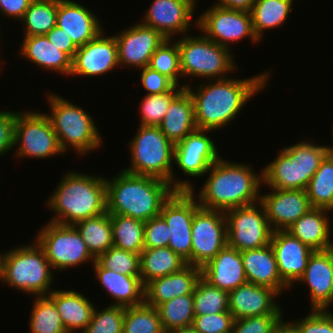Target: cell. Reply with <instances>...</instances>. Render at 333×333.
I'll list each match as a JSON object with an SVG mask.
<instances>
[{"label":"cell","mask_w":333,"mask_h":333,"mask_svg":"<svg viewBox=\"0 0 333 333\" xmlns=\"http://www.w3.org/2000/svg\"><path fill=\"white\" fill-rule=\"evenodd\" d=\"M95 260L103 268L117 273L127 276H140V254L112 246Z\"/></svg>","instance_id":"f6af8a7d"},{"label":"cell","mask_w":333,"mask_h":333,"mask_svg":"<svg viewBox=\"0 0 333 333\" xmlns=\"http://www.w3.org/2000/svg\"><path fill=\"white\" fill-rule=\"evenodd\" d=\"M272 192L261 194L269 226L272 231L286 230L313 207L306 190H281L270 188ZM269 193V194H268Z\"/></svg>","instance_id":"ffe728a7"},{"label":"cell","mask_w":333,"mask_h":333,"mask_svg":"<svg viewBox=\"0 0 333 333\" xmlns=\"http://www.w3.org/2000/svg\"><path fill=\"white\" fill-rule=\"evenodd\" d=\"M59 0H33L21 20L25 23L23 36L46 35L56 26Z\"/></svg>","instance_id":"f35d334b"},{"label":"cell","mask_w":333,"mask_h":333,"mask_svg":"<svg viewBox=\"0 0 333 333\" xmlns=\"http://www.w3.org/2000/svg\"><path fill=\"white\" fill-rule=\"evenodd\" d=\"M276 333H295L294 330L285 322Z\"/></svg>","instance_id":"680465c9"},{"label":"cell","mask_w":333,"mask_h":333,"mask_svg":"<svg viewBox=\"0 0 333 333\" xmlns=\"http://www.w3.org/2000/svg\"><path fill=\"white\" fill-rule=\"evenodd\" d=\"M33 0H0V12L6 17L21 21Z\"/></svg>","instance_id":"11a10c76"},{"label":"cell","mask_w":333,"mask_h":333,"mask_svg":"<svg viewBox=\"0 0 333 333\" xmlns=\"http://www.w3.org/2000/svg\"><path fill=\"white\" fill-rule=\"evenodd\" d=\"M169 237V227L160 215L145 222V248L168 247Z\"/></svg>","instance_id":"f907efd6"},{"label":"cell","mask_w":333,"mask_h":333,"mask_svg":"<svg viewBox=\"0 0 333 333\" xmlns=\"http://www.w3.org/2000/svg\"><path fill=\"white\" fill-rule=\"evenodd\" d=\"M234 317L229 312L195 316L192 327L197 333H231Z\"/></svg>","instance_id":"681fc988"},{"label":"cell","mask_w":333,"mask_h":333,"mask_svg":"<svg viewBox=\"0 0 333 333\" xmlns=\"http://www.w3.org/2000/svg\"><path fill=\"white\" fill-rule=\"evenodd\" d=\"M298 282L308 285L311 310H330L333 304L332 248L313 251Z\"/></svg>","instance_id":"603a6c76"},{"label":"cell","mask_w":333,"mask_h":333,"mask_svg":"<svg viewBox=\"0 0 333 333\" xmlns=\"http://www.w3.org/2000/svg\"><path fill=\"white\" fill-rule=\"evenodd\" d=\"M45 36L52 43V45L65 52L71 59H73L78 47L63 29L55 26Z\"/></svg>","instance_id":"db71d44e"},{"label":"cell","mask_w":333,"mask_h":333,"mask_svg":"<svg viewBox=\"0 0 333 333\" xmlns=\"http://www.w3.org/2000/svg\"><path fill=\"white\" fill-rule=\"evenodd\" d=\"M247 282L270 287L279 294L290 288L281 280L278 264L270 244L241 252Z\"/></svg>","instance_id":"4316f807"},{"label":"cell","mask_w":333,"mask_h":333,"mask_svg":"<svg viewBox=\"0 0 333 333\" xmlns=\"http://www.w3.org/2000/svg\"><path fill=\"white\" fill-rule=\"evenodd\" d=\"M36 242L45 252L52 269L59 272L81 264L95 262L88 251L80 232L74 225H62L48 222L38 232Z\"/></svg>","instance_id":"30bf717a"},{"label":"cell","mask_w":333,"mask_h":333,"mask_svg":"<svg viewBox=\"0 0 333 333\" xmlns=\"http://www.w3.org/2000/svg\"><path fill=\"white\" fill-rule=\"evenodd\" d=\"M63 176L47 201L48 209L54 212L50 222L75 225L107 211L106 180L103 176L76 171H68Z\"/></svg>","instance_id":"277c9868"},{"label":"cell","mask_w":333,"mask_h":333,"mask_svg":"<svg viewBox=\"0 0 333 333\" xmlns=\"http://www.w3.org/2000/svg\"><path fill=\"white\" fill-rule=\"evenodd\" d=\"M195 316L229 311V292L211 286L202 277L193 291Z\"/></svg>","instance_id":"60d3db41"},{"label":"cell","mask_w":333,"mask_h":333,"mask_svg":"<svg viewBox=\"0 0 333 333\" xmlns=\"http://www.w3.org/2000/svg\"><path fill=\"white\" fill-rule=\"evenodd\" d=\"M4 257H5V253H0V277H2L3 275V267H4Z\"/></svg>","instance_id":"91938a15"},{"label":"cell","mask_w":333,"mask_h":333,"mask_svg":"<svg viewBox=\"0 0 333 333\" xmlns=\"http://www.w3.org/2000/svg\"><path fill=\"white\" fill-rule=\"evenodd\" d=\"M201 277L211 286L227 292L247 283L241 252L226 244L201 267Z\"/></svg>","instance_id":"d4e9b609"},{"label":"cell","mask_w":333,"mask_h":333,"mask_svg":"<svg viewBox=\"0 0 333 333\" xmlns=\"http://www.w3.org/2000/svg\"><path fill=\"white\" fill-rule=\"evenodd\" d=\"M332 271H333V248H332Z\"/></svg>","instance_id":"6125c7cd"},{"label":"cell","mask_w":333,"mask_h":333,"mask_svg":"<svg viewBox=\"0 0 333 333\" xmlns=\"http://www.w3.org/2000/svg\"><path fill=\"white\" fill-rule=\"evenodd\" d=\"M187 265L169 247L144 248L140 253V278L143 285L153 279L175 273Z\"/></svg>","instance_id":"d6a6232c"},{"label":"cell","mask_w":333,"mask_h":333,"mask_svg":"<svg viewBox=\"0 0 333 333\" xmlns=\"http://www.w3.org/2000/svg\"><path fill=\"white\" fill-rule=\"evenodd\" d=\"M329 153L333 156V146H330Z\"/></svg>","instance_id":"94428289"},{"label":"cell","mask_w":333,"mask_h":333,"mask_svg":"<svg viewBox=\"0 0 333 333\" xmlns=\"http://www.w3.org/2000/svg\"><path fill=\"white\" fill-rule=\"evenodd\" d=\"M210 130H199L188 134L174 148V163L188 177H202L219 158L216 143L206 134Z\"/></svg>","instance_id":"d6986e66"},{"label":"cell","mask_w":333,"mask_h":333,"mask_svg":"<svg viewBox=\"0 0 333 333\" xmlns=\"http://www.w3.org/2000/svg\"><path fill=\"white\" fill-rule=\"evenodd\" d=\"M116 67H119L116 39L106 36L103 29L94 39L78 47L69 76H103Z\"/></svg>","instance_id":"2e32d148"},{"label":"cell","mask_w":333,"mask_h":333,"mask_svg":"<svg viewBox=\"0 0 333 333\" xmlns=\"http://www.w3.org/2000/svg\"><path fill=\"white\" fill-rule=\"evenodd\" d=\"M285 322L283 315L245 317L234 320L231 333H276Z\"/></svg>","instance_id":"7dc6e473"},{"label":"cell","mask_w":333,"mask_h":333,"mask_svg":"<svg viewBox=\"0 0 333 333\" xmlns=\"http://www.w3.org/2000/svg\"><path fill=\"white\" fill-rule=\"evenodd\" d=\"M313 208L333 211V156L328 152L306 189Z\"/></svg>","instance_id":"d590c367"},{"label":"cell","mask_w":333,"mask_h":333,"mask_svg":"<svg viewBox=\"0 0 333 333\" xmlns=\"http://www.w3.org/2000/svg\"><path fill=\"white\" fill-rule=\"evenodd\" d=\"M18 112L0 111V158L14 149V130Z\"/></svg>","instance_id":"f5cc1de1"},{"label":"cell","mask_w":333,"mask_h":333,"mask_svg":"<svg viewBox=\"0 0 333 333\" xmlns=\"http://www.w3.org/2000/svg\"><path fill=\"white\" fill-rule=\"evenodd\" d=\"M113 246L140 254L144 247L145 222L125 215L111 214Z\"/></svg>","instance_id":"8d00e7d4"},{"label":"cell","mask_w":333,"mask_h":333,"mask_svg":"<svg viewBox=\"0 0 333 333\" xmlns=\"http://www.w3.org/2000/svg\"><path fill=\"white\" fill-rule=\"evenodd\" d=\"M193 25L208 39L229 49L231 42L238 43L246 37L251 39L253 44L260 42L254 34L249 11L228 9L214 4L201 13Z\"/></svg>","instance_id":"4fadbf2b"},{"label":"cell","mask_w":333,"mask_h":333,"mask_svg":"<svg viewBox=\"0 0 333 333\" xmlns=\"http://www.w3.org/2000/svg\"><path fill=\"white\" fill-rule=\"evenodd\" d=\"M158 127L174 145L197 130L193 99L186 88L172 100Z\"/></svg>","instance_id":"4dcf8cb0"},{"label":"cell","mask_w":333,"mask_h":333,"mask_svg":"<svg viewBox=\"0 0 333 333\" xmlns=\"http://www.w3.org/2000/svg\"><path fill=\"white\" fill-rule=\"evenodd\" d=\"M199 208L198 200L191 191H175L160 212L169 227L168 247L190 265L192 220Z\"/></svg>","instance_id":"5bb4252c"},{"label":"cell","mask_w":333,"mask_h":333,"mask_svg":"<svg viewBox=\"0 0 333 333\" xmlns=\"http://www.w3.org/2000/svg\"><path fill=\"white\" fill-rule=\"evenodd\" d=\"M74 226L95 259L113 246L111 214L107 211L99 216L79 221Z\"/></svg>","instance_id":"e575fe53"},{"label":"cell","mask_w":333,"mask_h":333,"mask_svg":"<svg viewBox=\"0 0 333 333\" xmlns=\"http://www.w3.org/2000/svg\"><path fill=\"white\" fill-rule=\"evenodd\" d=\"M191 265L203 267L227 244L225 212L199 208L192 220Z\"/></svg>","instance_id":"9a60e30c"},{"label":"cell","mask_w":333,"mask_h":333,"mask_svg":"<svg viewBox=\"0 0 333 333\" xmlns=\"http://www.w3.org/2000/svg\"><path fill=\"white\" fill-rule=\"evenodd\" d=\"M92 266L101 287L115 300L110 305L126 308L144 303V285L140 276H127L103 268L96 260Z\"/></svg>","instance_id":"83f0119b"},{"label":"cell","mask_w":333,"mask_h":333,"mask_svg":"<svg viewBox=\"0 0 333 333\" xmlns=\"http://www.w3.org/2000/svg\"><path fill=\"white\" fill-rule=\"evenodd\" d=\"M197 2L198 0H154L140 22L160 32L166 39H173L174 35L183 33L185 35L194 21L192 18Z\"/></svg>","instance_id":"ac0fdd59"},{"label":"cell","mask_w":333,"mask_h":333,"mask_svg":"<svg viewBox=\"0 0 333 333\" xmlns=\"http://www.w3.org/2000/svg\"><path fill=\"white\" fill-rule=\"evenodd\" d=\"M281 280L291 289L303 276L312 250L286 230L273 231L270 239Z\"/></svg>","instance_id":"44dd1931"},{"label":"cell","mask_w":333,"mask_h":333,"mask_svg":"<svg viewBox=\"0 0 333 333\" xmlns=\"http://www.w3.org/2000/svg\"><path fill=\"white\" fill-rule=\"evenodd\" d=\"M114 37L118 47L119 66L141 69L150 63L151 56L166 38L152 27L136 23Z\"/></svg>","instance_id":"e0dca14e"},{"label":"cell","mask_w":333,"mask_h":333,"mask_svg":"<svg viewBox=\"0 0 333 333\" xmlns=\"http://www.w3.org/2000/svg\"><path fill=\"white\" fill-rule=\"evenodd\" d=\"M21 44L20 56L37 64L42 70H53L59 74L70 75L72 59L52 45L45 35L24 36Z\"/></svg>","instance_id":"1f68e13d"},{"label":"cell","mask_w":333,"mask_h":333,"mask_svg":"<svg viewBox=\"0 0 333 333\" xmlns=\"http://www.w3.org/2000/svg\"><path fill=\"white\" fill-rule=\"evenodd\" d=\"M281 296L276 290L245 283L229 292V312L234 319L251 316L283 315L282 307L275 302Z\"/></svg>","instance_id":"7402d4cb"},{"label":"cell","mask_w":333,"mask_h":333,"mask_svg":"<svg viewBox=\"0 0 333 333\" xmlns=\"http://www.w3.org/2000/svg\"><path fill=\"white\" fill-rule=\"evenodd\" d=\"M166 39L153 53L148 67L170 78L177 86L182 77L177 42Z\"/></svg>","instance_id":"ee69618b"},{"label":"cell","mask_w":333,"mask_h":333,"mask_svg":"<svg viewBox=\"0 0 333 333\" xmlns=\"http://www.w3.org/2000/svg\"><path fill=\"white\" fill-rule=\"evenodd\" d=\"M295 0H256L250 11L255 36L259 41L265 30L284 25L288 15L293 11Z\"/></svg>","instance_id":"836d02e7"},{"label":"cell","mask_w":333,"mask_h":333,"mask_svg":"<svg viewBox=\"0 0 333 333\" xmlns=\"http://www.w3.org/2000/svg\"><path fill=\"white\" fill-rule=\"evenodd\" d=\"M249 166L250 164L230 162L220 157L206 172L209 177L203 183L199 195L191 190L199 206L226 212L259 202L263 170L261 174H257Z\"/></svg>","instance_id":"7a4b0ae2"},{"label":"cell","mask_w":333,"mask_h":333,"mask_svg":"<svg viewBox=\"0 0 333 333\" xmlns=\"http://www.w3.org/2000/svg\"><path fill=\"white\" fill-rule=\"evenodd\" d=\"M140 70L141 85L147 94H162L171 91L176 84L167 76L146 66Z\"/></svg>","instance_id":"816d5d0a"},{"label":"cell","mask_w":333,"mask_h":333,"mask_svg":"<svg viewBox=\"0 0 333 333\" xmlns=\"http://www.w3.org/2000/svg\"><path fill=\"white\" fill-rule=\"evenodd\" d=\"M122 333H166L156 307L145 303L126 307Z\"/></svg>","instance_id":"b9f144b4"},{"label":"cell","mask_w":333,"mask_h":333,"mask_svg":"<svg viewBox=\"0 0 333 333\" xmlns=\"http://www.w3.org/2000/svg\"><path fill=\"white\" fill-rule=\"evenodd\" d=\"M34 241L5 252L1 281L29 295H48L56 276L44 250Z\"/></svg>","instance_id":"ba28073f"},{"label":"cell","mask_w":333,"mask_h":333,"mask_svg":"<svg viewBox=\"0 0 333 333\" xmlns=\"http://www.w3.org/2000/svg\"><path fill=\"white\" fill-rule=\"evenodd\" d=\"M225 216L229 246L242 252L270 244L273 231L269 226L265 208L260 201L228 210L225 212Z\"/></svg>","instance_id":"7c38bea8"},{"label":"cell","mask_w":333,"mask_h":333,"mask_svg":"<svg viewBox=\"0 0 333 333\" xmlns=\"http://www.w3.org/2000/svg\"><path fill=\"white\" fill-rule=\"evenodd\" d=\"M329 213L326 209L312 208L286 231L314 251L333 248Z\"/></svg>","instance_id":"f546056e"},{"label":"cell","mask_w":333,"mask_h":333,"mask_svg":"<svg viewBox=\"0 0 333 333\" xmlns=\"http://www.w3.org/2000/svg\"><path fill=\"white\" fill-rule=\"evenodd\" d=\"M312 142V143H311ZM330 146L301 140L284 147L277 158L263 168V184L273 189L306 190Z\"/></svg>","instance_id":"8992f818"},{"label":"cell","mask_w":333,"mask_h":333,"mask_svg":"<svg viewBox=\"0 0 333 333\" xmlns=\"http://www.w3.org/2000/svg\"><path fill=\"white\" fill-rule=\"evenodd\" d=\"M185 88L177 85L166 93L146 94L140 103L141 126H156L162 122L172 100Z\"/></svg>","instance_id":"7bdbcfd3"},{"label":"cell","mask_w":333,"mask_h":333,"mask_svg":"<svg viewBox=\"0 0 333 333\" xmlns=\"http://www.w3.org/2000/svg\"><path fill=\"white\" fill-rule=\"evenodd\" d=\"M286 323L295 333H333V313L328 310H311L302 319Z\"/></svg>","instance_id":"c3c4849f"},{"label":"cell","mask_w":333,"mask_h":333,"mask_svg":"<svg viewBox=\"0 0 333 333\" xmlns=\"http://www.w3.org/2000/svg\"><path fill=\"white\" fill-rule=\"evenodd\" d=\"M47 98L50 113L46 114L64 153L72 147L76 154L86 156L102 145V137L95 120L82 107L57 94L48 93Z\"/></svg>","instance_id":"52a82bcc"},{"label":"cell","mask_w":333,"mask_h":333,"mask_svg":"<svg viewBox=\"0 0 333 333\" xmlns=\"http://www.w3.org/2000/svg\"><path fill=\"white\" fill-rule=\"evenodd\" d=\"M201 268L187 264L181 270L144 285V303L153 307L178 296L193 294Z\"/></svg>","instance_id":"484cf974"},{"label":"cell","mask_w":333,"mask_h":333,"mask_svg":"<svg viewBox=\"0 0 333 333\" xmlns=\"http://www.w3.org/2000/svg\"><path fill=\"white\" fill-rule=\"evenodd\" d=\"M101 21L85 5L73 0H59L56 26L63 29L77 47L84 46L102 30Z\"/></svg>","instance_id":"cb8c5ba5"},{"label":"cell","mask_w":333,"mask_h":333,"mask_svg":"<svg viewBox=\"0 0 333 333\" xmlns=\"http://www.w3.org/2000/svg\"><path fill=\"white\" fill-rule=\"evenodd\" d=\"M176 42L183 78L226 79L228 73L238 69L232 50L211 41L203 33L195 37L185 34Z\"/></svg>","instance_id":"9c48e42d"},{"label":"cell","mask_w":333,"mask_h":333,"mask_svg":"<svg viewBox=\"0 0 333 333\" xmlns=\"http://www.w3.org/2000/svg\"><path fill=\"white\" fill-rule=\"evenodd\" d=\"M129 142L131 163L130 167L123 169L125 172L162 179L176 191L194 190L190 180L180 181L174 177L175 145L159 127L139 125L136 135Z\"/></svg>","instance_id":"5b68a950"},{"label":"cell","mask_w":333,"mask_h":333,"mask_svg":"<svg viewBox=\"0 0 333 333\" xmlns=\"http://www.w3.org/2000/svg\"><path fill=\"white\" fill-rule=\"evenodd\" d=\"M125 307L108 305L93 312L92 320L83 333H122Z\"/></svg>","instance_id":"bcb514c9"},{"label":"cell","mask_w":333,"mask_h":333,"mask_svg":"<svg viewBox=\"0 0 333 333\" xmlns=\"http://www.w3.org/2000/svg\"><path fill=\"white\" fill-rule=\"evenodd\" d=\"M255 1L256 0H218L215 4L223 8L250 12Z\"/></svg>","instance_id":"9f6ffc18"},{"label":"cell","mask_w":333,"mask_h":333,"mask_svg":"<svg viewBox=\"0 0 333 333\" xmlns=\"http://www.w3.org/2000/svg\"><path fill=\"white\" fill-rule=\"evenodd\" d=\"M48 296L54 301L67 333H83L91 322L96 307L84 295L74 290H52Z\"/></svg>","instance_id":"f1b7e54d"},{"label":"cell","mask_w":333,"mask_h":333,"mask_svg":"<svg viewBox=\"0 0 333 333\" xmlns=\"http://www.w3.org/2000/svg\"><path fill=\"white\" fill-rule=\"evenodd\" d=\"M167 333H197V332L195 331V329L192 326H190V327L174 329Z\"/></svg>","instance_id":"6f0895ef"},{"label":"cell","mask_w":333,"mask_h":333,"mask_svg":"<svg viewBox=\"0 0 333 333\" xmlns=\"http://www.w3.org/2000/svg\"><path fill=\"white\" fill-rule=\"evenodd\" d=\"M105 180L107 212L144 222L159 216L163 204L176 191L167 181L124 170Z\"/></svg>","instance_id":"3957f363"},{"label":"cell","mask_w":333,"mask_h":333,"mask_svg":"<svg viewBox=\"0 0 333 333\" xmlns=\"http://www.w3.org/2000/svg\"><path fill=\"white\" fill-rule=\"evenodd\" d=\"M17 158L45 159L63 154L57 134L46 113L18 112L14 130V148Z\"/></svg>","instance_id":"8fae6325"},{"label":"cell","mask_w":333,"mask_h":333,"mask_svg":"<svg viewBox=\"0 0 333 333\" xmlns=\"http://www.w3.org/2000/svg\"><path fill=\"white\" fill-rule=\"evenodd\" d=\"M29 319L30 333H67L54 301L48 295L35 296Z\"/></svg>","instance_id":"ab89813d"},{"label":"cell","mask_w":333,"mask_h":333,"mask_svg":"<svg viewBox=\"0 0 333 333\" xmlns=\"http://www.w3.org/2000/svg\"><path fill=\"white\" fill-rule=\"evenodd\" d=\"M156 309L166 333L193 324L195 317L193 294L175 297L159 304Z\"/></svg>","instance_id":"74e56055"},{"label":"cell","mask_w":333,"mask_h":333,"mask_svg":"<svg viewBox=\"0 0 333 333\" xmlns=\"http://www.w3.org/2000/svg\"><path fill=\"white\" fill-rule=\"evenodd\" d=\"M270 75L268 70L245 79L228 76L226 79L208 80L198 84L196 91L190 82L189 85L185 83L193 99L197 129L215 131L227 126L247 102L265 88Z\"/></svg>","instance_id":"6da1fadb"}]
</instances>
